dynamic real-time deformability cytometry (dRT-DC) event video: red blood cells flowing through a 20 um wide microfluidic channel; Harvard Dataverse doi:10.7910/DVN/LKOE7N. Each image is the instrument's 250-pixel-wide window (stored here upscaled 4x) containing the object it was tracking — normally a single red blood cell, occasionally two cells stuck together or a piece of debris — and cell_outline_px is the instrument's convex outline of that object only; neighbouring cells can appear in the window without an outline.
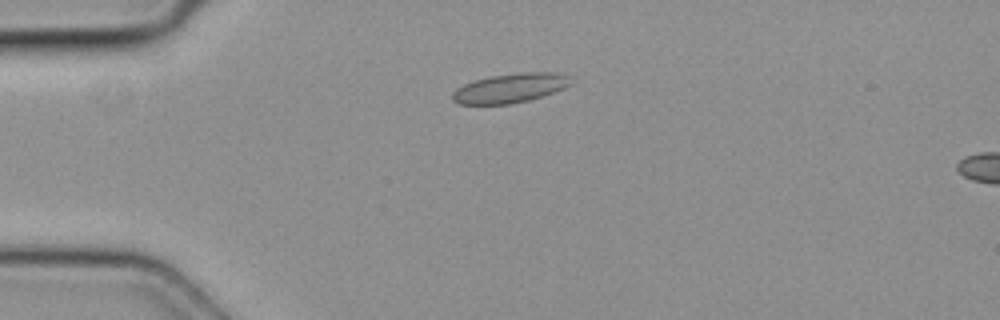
{"species": "common noctule bat (a hibernating species)", "species_latin": "Nyctalus noctula", "temperature_condition": "cold", "stored_images_in_passage": 4, "camera_frame_rate_fps": 3000, "um_per_image_px": 0.085, "animal": {"sex": "female", "body_mass_g": 19.3, "forearm_length_mm": 54.1}, "frame": {"image": 1, "passage_image": 3, "time_ms": 0.667, "image_size_px": [1000, 320], "cell_outline_px": [[576, 80], [572, 84], [564, 88], [528, 100], [508, 104], [460, 104], [452, 100], [452, 92], [456, 88], [464, 84], [488, 76], [516, 72], [560, 72]], "centroid_in_image_um": [43.39, 7.46], "position_along_channel_um": 41.6, "area_um2": 20.4}}